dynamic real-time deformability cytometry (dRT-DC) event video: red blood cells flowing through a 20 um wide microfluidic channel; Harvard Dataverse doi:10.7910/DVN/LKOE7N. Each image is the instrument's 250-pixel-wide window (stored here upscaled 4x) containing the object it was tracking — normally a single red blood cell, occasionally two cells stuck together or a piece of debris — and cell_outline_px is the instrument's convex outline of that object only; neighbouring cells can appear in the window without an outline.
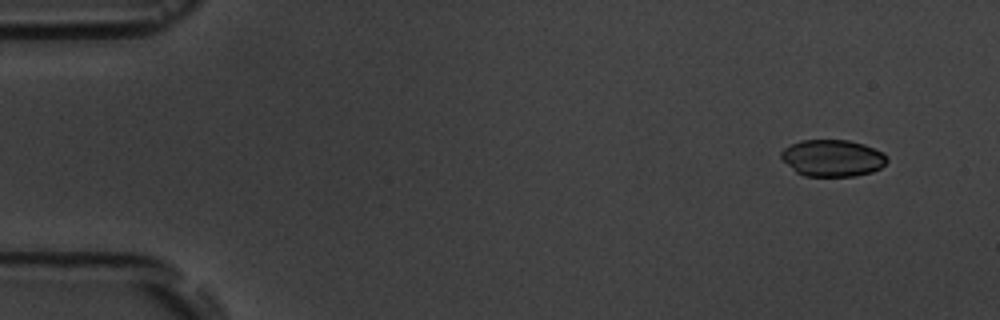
{"species": "common noctule bat (a hibernating species)", "species_latin": "Nyctalus noctula", "temperature_condition": "room temperature", "stored_images_in_passage": 10, "camera_frame_rate_fps": 3000, "um_per_image_px": 0.085, "animal": {"sex": "male", "body_mass_g": 19.5, "forearm_length_mm": 54.6}, "frame": {"image": 1, "passage_image": 1, "time_ms": 0.0, "image_size_px": [1000, 320], "cell_outline_px": [[888, 160], [880, 168], [872, 172], [856, 176], [804, 176], [796, 172], [780, 156], [780, 152], [784, 148], [800, 140], [848, 140], [864, 144], [884, 152], [888, 156]], "centroid_in_image_um": [70.79, 13.43], "position_along_channel_um": 14.2, "area_um2": 22.77}}
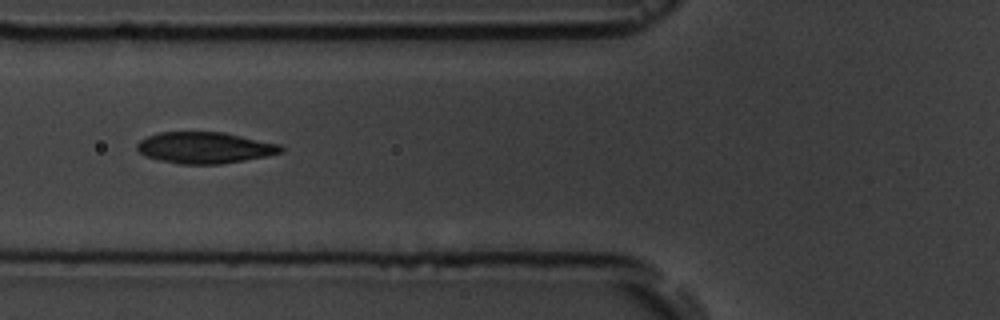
{"frame": {"image": 2, "passage_image": 6, "time_ms": 5.667, "image_size_px": [1000, 320], "cell_outline_px": [[284, 152], [244, 160], [220, 164], [176, 164], [160, 160], [148, 156], [140, 152], [136, 148], [136, 144], [140, 140], [148, 136], [160, 132], [224, 132], [280, 144], [284, 148]], "centroid_in_image_um": [17.41, 12.55], "position_along_channel_um": 108.4, "area_um2": 26.18}}
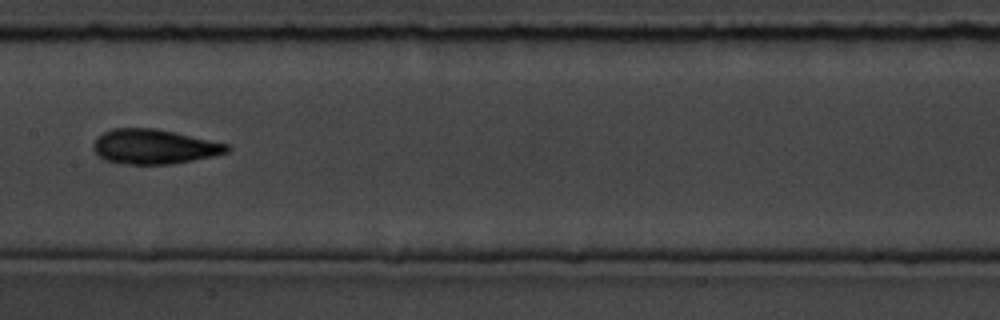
{"frame": {"image": 3, "passage_image": 8, "time_ms": 8.0, "image_size_px": [1000, 320], "cell_outline_px": [[232, 148], [228, 152], [212, 156], [172, 164], [128, 164], [104, 160], [92, 148], [92, 144], [104, 132], [112, 128], [156, 128], [176, 132], [228, 144]], "centroid_in_image_um": [13.11, 12.46], "position_along_channel_um": 194.3, "area_um2": 26.93}}